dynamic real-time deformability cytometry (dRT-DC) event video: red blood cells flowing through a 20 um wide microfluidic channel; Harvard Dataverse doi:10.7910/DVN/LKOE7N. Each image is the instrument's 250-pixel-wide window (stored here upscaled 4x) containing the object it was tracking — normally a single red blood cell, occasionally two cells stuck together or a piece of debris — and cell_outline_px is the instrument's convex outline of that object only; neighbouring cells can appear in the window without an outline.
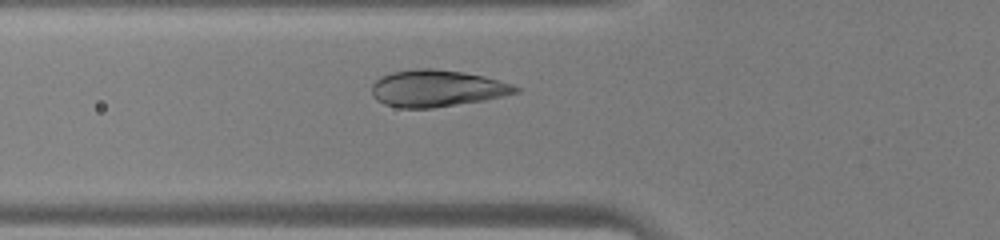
{"species": "human", "species_latin": "Homo sapiens", "temperature_condition": "warm", "stored_images_in_passage": 25, "camera_frame_rate_fps": 3000, "um_per_image_px": 0.085, "donor": {"sex": "male"}, "frame": {"image": 1, "passage_image": 2, "time_ms": 0.333, "image_size_px": [1000, 240], "cell_outline_px": [[520, 92], [504, 96], [484, 100], [432, 108], [396, 108], [384, 104], [376, 100], [372, 96], [372, 84], [380, 76], [392, 72], [416, 68], [432, 68], [464, 72], [484, 76], [500, 80], [512, 84], [520, 88]], "centroid_in_image_um": [37.13, 7.51], "position_along_channel_um": 88.7, "area_um2": 31.1}}
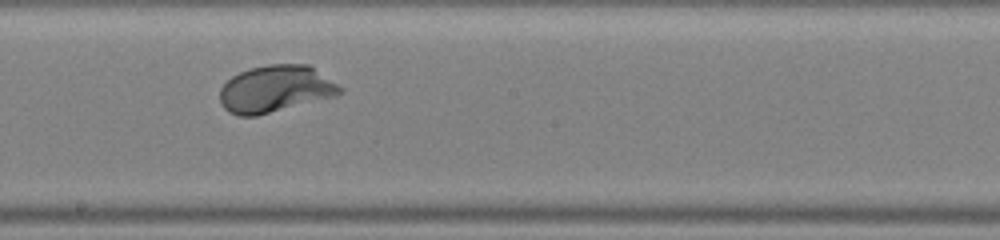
{"frame": {"image": 2, "passage_image": 11, "time_ms": 3.333, "image_size_px": [1000, 240], "cell_outline_px": [[344, 92], [336, 96], [256, 116], [240, 116], [228, 112], [224, 108], [220, 100], [220, 88], [232, 76], [240, 72], [252, 68], [268, 64], [308, 64], [344, 88]], "centroid_in_image_um": [23.43, 7.56], "position_along_channel_um": 224.8, "area_um2": 32.83}}
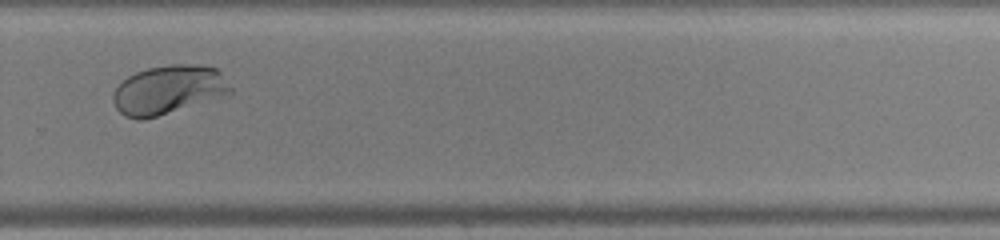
{"frame": {"image": 3, "passage_image": 17, "time_ms": 5.333, "image_size_px": [1000, 240], "cell_outline_px": [[232, 92], [144, 120], [136, 120], [124, 116], [116, 108], [112, 100], [112, 96], [116, 88], [128, 76], [136, 72], [148, 68], [172, 64], [200, 64], [216, 68], [220, 72], [232, 88]], "centroid_in_image_um": [14.27, 7.62], "position_along_channel_um": 315.5, "area_um2": 32.95}}